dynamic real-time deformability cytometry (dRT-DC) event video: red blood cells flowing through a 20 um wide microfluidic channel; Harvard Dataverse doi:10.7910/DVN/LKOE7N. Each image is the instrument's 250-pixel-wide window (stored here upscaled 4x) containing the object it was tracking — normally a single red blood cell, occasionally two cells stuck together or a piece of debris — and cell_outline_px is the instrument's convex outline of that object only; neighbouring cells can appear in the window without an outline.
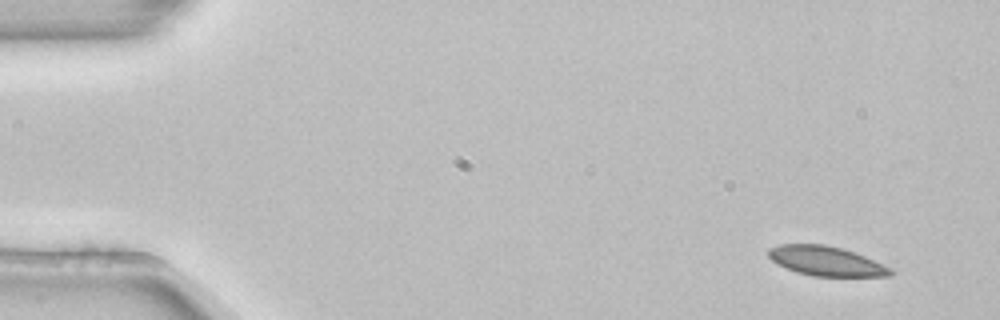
{"species": "common noctule bat (a hibernating species)", "species_latin": "Nyctalus noctula", "temperature_condition": "room temperature", "stored_images_in_passage": 2, "camera_frame_rate_fps": 3000, "um_per_image_px": 0.085, "animal": {"sex": "female", "body_mass_g": 22.7, "forearm_length_mm": 54.2}, "frame": {"image": 1, "passage_image": 2, "time_ms": 0.333, "image_size_px": [1000, 320], "cell_outline_px": [[896, 272], [892, 276], [812, 276], [796, 272], [776, 264], [768, 256], [768, 248], [780, 244], [824, 244], [844, 248], [856, 252], [892, 268]], "centroid_in_image_um": [70.24, 22.18], "position_along_channel_um": 14.8, "area_um2": 21.33}}